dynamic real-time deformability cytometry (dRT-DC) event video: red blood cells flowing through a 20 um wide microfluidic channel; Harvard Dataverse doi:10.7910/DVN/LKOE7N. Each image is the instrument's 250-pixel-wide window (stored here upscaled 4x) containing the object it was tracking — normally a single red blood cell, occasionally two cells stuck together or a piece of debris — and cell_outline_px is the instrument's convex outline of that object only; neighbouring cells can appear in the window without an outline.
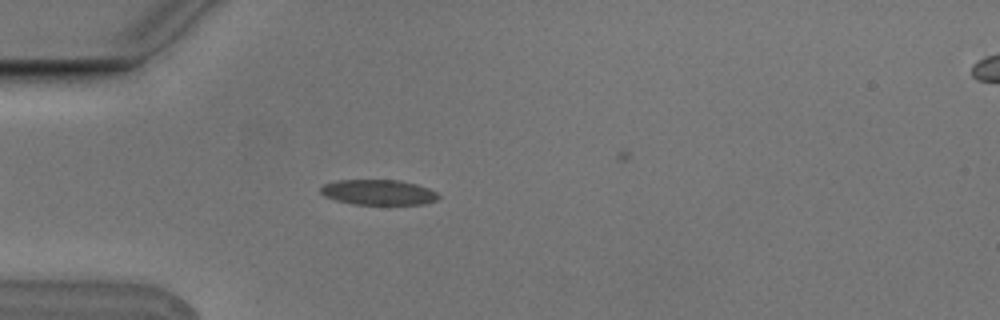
{"species": "Egyptian fruit bat (a non-hibernating species)", "species_latin": "Rousettus aegyptiacus", "temperature_condition": "cold", "stored_images_in_passage": 6, "segment_of_instrument_passage": [1, 2], "camera_frame_rate_fps": 3000, "um_per_image_px": 0.085, "animal": {"sex": "male"}, "frame": {"image": 1, "passage_image": 5, "time_ms": 1.333, "image_size_px": [1000, 320], "cell_outline_px": [[440, 196], [436, 200], [424, 204], [352, 204], [336, 200], [324, 196], [320, 192], [320, 188], [324, 184], [336, 180], [396, 180], [416, 184], [428, 188], [436, 192]], "centroid_in_image_um": [32.14, 16.34], "position_along_channel_um": 52.9, "area_um2": 17.28}}